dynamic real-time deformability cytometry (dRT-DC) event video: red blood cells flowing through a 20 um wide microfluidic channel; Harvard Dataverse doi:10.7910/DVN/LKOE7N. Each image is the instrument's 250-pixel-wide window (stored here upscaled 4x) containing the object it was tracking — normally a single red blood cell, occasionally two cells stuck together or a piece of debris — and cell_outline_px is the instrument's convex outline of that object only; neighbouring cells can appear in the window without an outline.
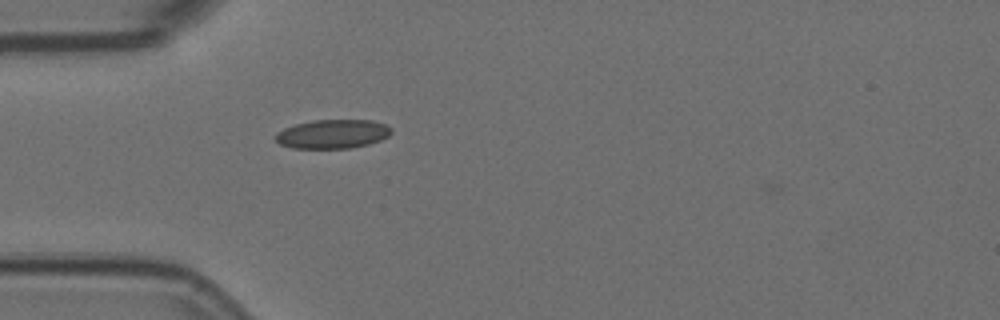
{"species": "Egyptian fruit bat (a non-hibernating species)", "species_latin": "Rousettus aegyptiacus", "temperature_condition": "room temperature", "stored_images_in_passage": 1, "camera_frame_rate_fps": 3000, "um_per_image_px": 0.085, "animal": {"sex": "female"}, "frame": {"image": 1, "passage_image": 1, "time_ms": 0.0, "image_size_px": [1000, 320], "cell_outline_px": [[392, 132], [388, 136], [380, 140], [368, 144], [348, 148], [292, 148], [280, 144], [276, 140], [276, 132], [284, 128], [296, 124], [312, 120], [372, 120], [388, 124], [392, 128]], "centroid_in_image_um": [28.3, 11.38], "position_along_channel_um": 56.7, "area_um2": 19.59}}